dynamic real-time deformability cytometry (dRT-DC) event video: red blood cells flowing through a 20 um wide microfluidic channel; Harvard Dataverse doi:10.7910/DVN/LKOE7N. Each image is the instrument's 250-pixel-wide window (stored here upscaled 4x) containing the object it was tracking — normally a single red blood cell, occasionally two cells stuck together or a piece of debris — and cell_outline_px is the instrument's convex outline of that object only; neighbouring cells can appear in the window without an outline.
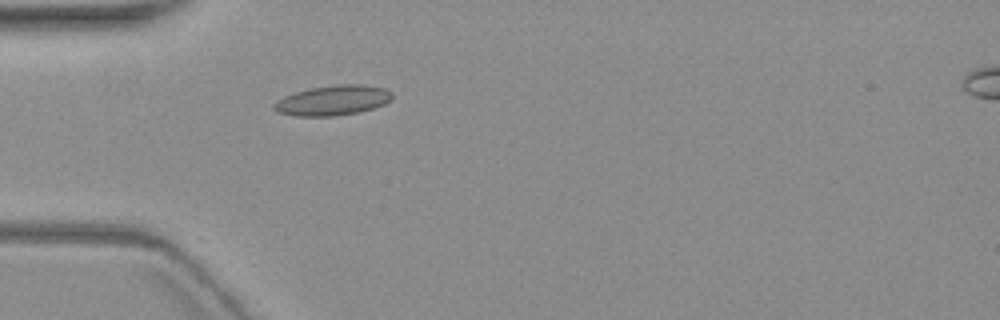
{"species": "common noctule bat (a hibernating species)", "species_latin": "Nyctalus noctula", "temperature_condition": "warm", "stored_images_in_passage": 5, "camera_frame_rate_fps": 3000, "um_per_image_px": 0.085, "animal": {"sex": "female", "body_mass_g": 19.3, "forearm_length_mm": 54.1}, "frame": {"image": 1, "passage_image": 5, "time_ms": 5.333, "image_size_px": [1000, 320], "cell_outline_px": [[392, 100], [384, 104], [360, 112], [336, 116], [296, 116], [280, 112], [272, 108], [272, 104], [276, 100], [284, 96], [296, 92], [312, 88], [340, 84], [364, 84], [384, 88], [392, 92]], "centroid_in_image_um": [28.3, 8.53], "position_along_channel_um": 56.7, "area_um2": 20.69}}